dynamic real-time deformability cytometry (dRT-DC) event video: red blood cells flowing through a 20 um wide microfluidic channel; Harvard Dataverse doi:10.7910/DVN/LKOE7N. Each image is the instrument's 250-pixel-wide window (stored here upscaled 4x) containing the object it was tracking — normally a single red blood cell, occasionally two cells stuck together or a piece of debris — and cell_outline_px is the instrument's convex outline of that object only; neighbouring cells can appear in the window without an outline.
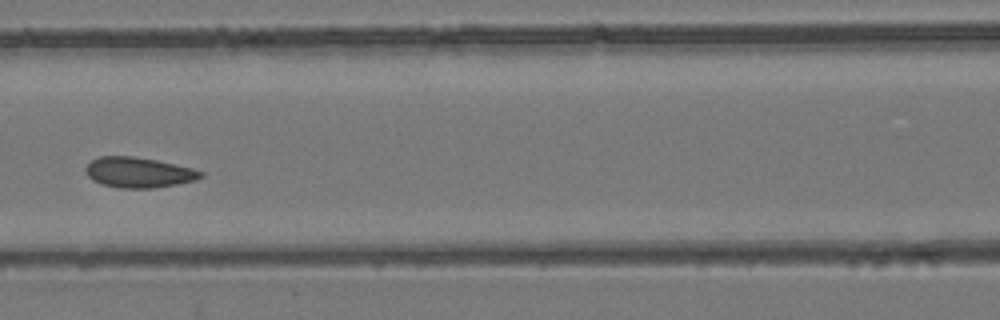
{"species": "common noctule bat (a hibernating species)", "species_latin": "Nyctalus noctula", "temperature_condition": "room temperature", "stored_images_in_passage": 6, "camera_frame_rate_fps": 3000, "um_per_image_px": 0.085, "animal": {"sex": "female", "body_mass_g": 24.6, "forearm_length_mm": 56.2}, "frame": {"image": 1, "passage_image": 6, "time_ms": 6.333, "image_size_px": [1000, 320], "cell_outline_px": [[204, 176], [196, 180], [176, 184], [152, 188], [120, 188], [100, 184], [92, 180], [88, 176], [84, 168], [92, 160], [100, 156], [132, 156], [156, 160], [192, 168], [204, 172]], "centroid_in_image_um": [11.77, 14.66], "position_along_channel_um": 154.8, "area_um2": 20.35}}